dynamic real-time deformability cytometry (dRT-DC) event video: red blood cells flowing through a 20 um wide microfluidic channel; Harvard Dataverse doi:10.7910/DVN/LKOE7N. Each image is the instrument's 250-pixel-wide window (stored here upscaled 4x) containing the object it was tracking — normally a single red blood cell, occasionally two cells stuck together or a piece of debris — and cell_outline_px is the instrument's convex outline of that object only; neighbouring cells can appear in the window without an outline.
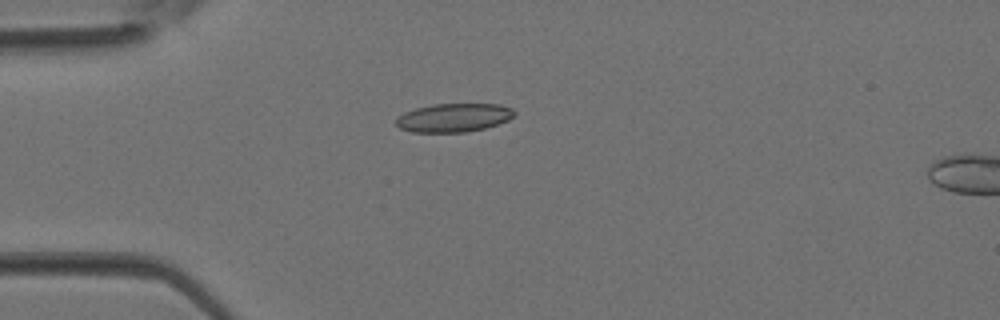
{"species": "Egyptian fruit bat (a non-hibernating species)", "species_latin": "Rousettus aegyptiacus", "temperature_condition": "room temperature", "stored_images_in_passage": 5, "segment_of_instrument_passage": [1, 2], "camera_frame_rate_fps": 3000, "um_per_image_px": 0.085, "animal": {"sex": "female"}, "frame": {"image": 1, "passage_image": 4, "time_ms": 1.0, "image_size_px": [1000, 320], "cell_outline_px": [[516, 112], [508, 120], [484, 128], [464, 132], [412, 132], [400, 128], [396, 124], [396, 120], [404, 112], [416, 108], [432, 104], [500, 104], [512, 108]], "centroid_in_image_um": [38.56, 9.99], "position_along_channel_um": 46.4, "area_um2": 19.54}}